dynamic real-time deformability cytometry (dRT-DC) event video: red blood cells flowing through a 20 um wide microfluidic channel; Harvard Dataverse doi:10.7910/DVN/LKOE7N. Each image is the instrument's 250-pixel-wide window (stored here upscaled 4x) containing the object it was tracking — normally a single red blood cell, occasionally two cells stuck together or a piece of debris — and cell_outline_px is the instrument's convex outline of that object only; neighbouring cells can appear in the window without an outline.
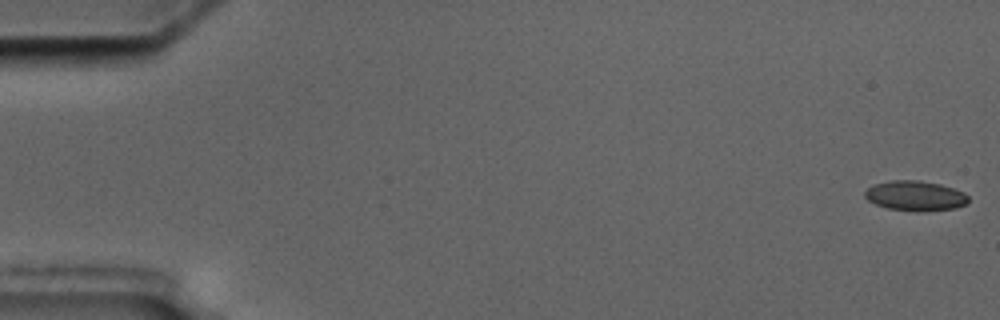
{"species": "common noctule bat (a hibernating species)", "species_latin": "Nyctalus noctula", "temperature_condition": "cold", "stored_images_in_passage": 7, "camera_frame_rate_fps": 3000, "um_per_image_px": 0.085, "animal": {"sex": "male", "body_mass_g": 17.5, "forearm_length_mm": 52.3}, "frame": {"image": 1, "passage_image": 1, "time_ms": 0.0, "image_size_px": [1000, 320], "cell_outline_px": [[968, 204], [956, 208], [888, 208], [876, 204], [868, 200], [864, 196], [864, 192], [872, 184], [892, 180], [920, 180], [940, 184], [964, 192], [968, 196]], "centroid_in_image_um": [77.78, 16.58], "position_along_channel_um": 7.2, "area_um2": 17.22}}
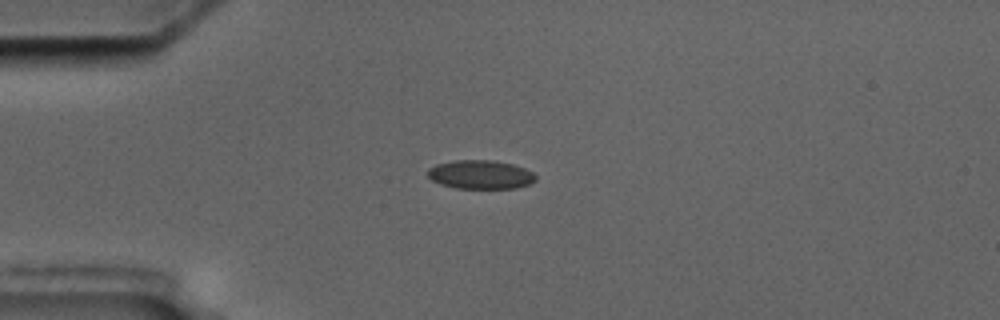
{"frame": {"image": 2, "passage_image": 5, "time_ms": 4.667, "image_size_px": [1000, 320], "cell_outline_px": [[536, 180], [528, 184], [516, 188], [456, 188], [440, 184], [432, 180], [428, 176], [428, 168], [436, 164], [456, 160], [492, 160], [512, 164], [524, 168], [532, 172], [536, 176]], "centroid_in_image_um": [40.83, 14.83], "position_along_channel_um": 44.2, "area_um2": 18.03}}
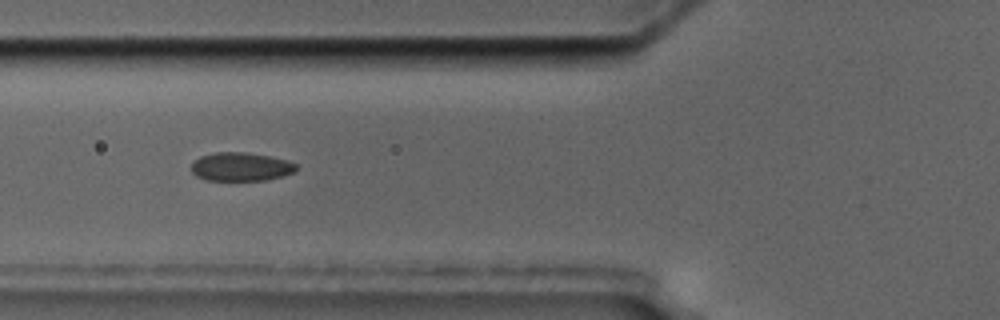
{"frame": {"image": 3, "passage_image": 7, "time_ms": 7.0, "image_size_px": [1000, 320], "cell_outline_px": [[296, 172], [284, 176], [268, 180], [204, 180], [196, 176], [192, 172], [192, 164], [200, 156], [212, 152], [248, 152], [272, 156], [288, 160], [296, 164]], "centroid_in_image_um": [20.5, 14.17], "position_along_channel_um": 105.3, "area_um2": 17.74}}